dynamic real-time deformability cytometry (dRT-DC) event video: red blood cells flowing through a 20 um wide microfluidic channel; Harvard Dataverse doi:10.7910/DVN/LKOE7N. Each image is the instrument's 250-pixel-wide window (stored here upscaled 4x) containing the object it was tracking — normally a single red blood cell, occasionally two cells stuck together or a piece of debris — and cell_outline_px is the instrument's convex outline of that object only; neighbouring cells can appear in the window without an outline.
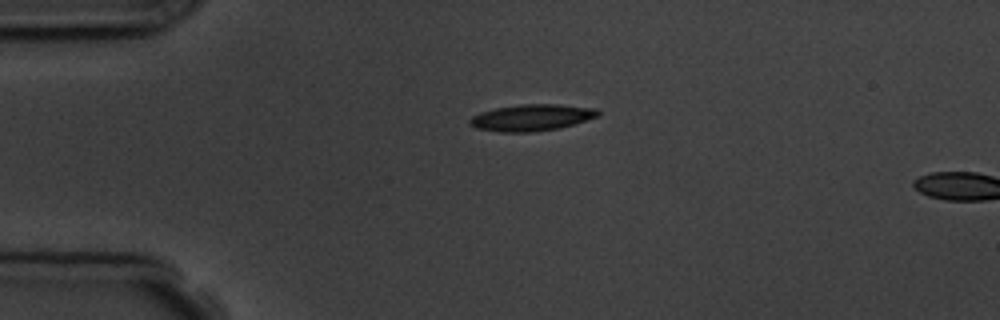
{"species": "common noctule bat (a hibernating species)", "species_latin": "Nyctalus noctula", "temperature_condition": "room temperature", "stored_images_in_passage": 2, "camera_frame_rate_fps": 3000, "um_per_image_px": 0.085, "animal": {"sex": "male", "body_mass_g": 19.5, "forearm_length_mm": 54.6}, "frame": {"image": 1, "passage_image": 1, "time_ms": 0.0, "image_size_px": [1000, 320], "cell_outline_px": [[600, 116], [560, 128], [532, 132], [500, 132], [476, 128], [468, 124], [468, 120], [472, 116], [480, 112], [496, 108], [520, 104], [560, 104], [596, 108], [600, 112]], "centroid_in_image_um": [45.19, 9.99], "position_along_channel_um": 39.8, "area_um2": 20.0}}